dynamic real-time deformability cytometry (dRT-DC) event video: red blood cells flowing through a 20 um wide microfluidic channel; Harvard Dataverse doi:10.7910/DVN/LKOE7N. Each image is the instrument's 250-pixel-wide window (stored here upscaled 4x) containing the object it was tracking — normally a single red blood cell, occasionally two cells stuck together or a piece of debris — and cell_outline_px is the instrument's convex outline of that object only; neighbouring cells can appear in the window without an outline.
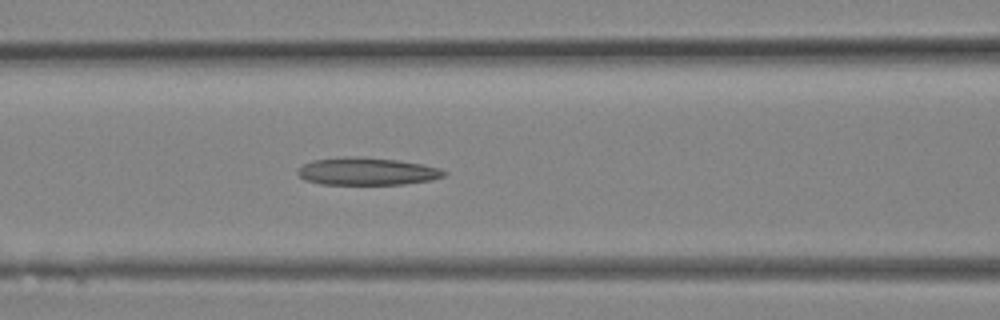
{"species": "Egyptian fruit bat (a non-hibernating species)", "species_latin": "Rousettus aegyptiacus", "temperature_condition": "room temperature", "stored_images_in_passage": 28, "camera_frame_rate_fps": 3000, "um_per_image_px": 0.085, "animal": {"sex": "female"}, "frame": {"image": 1, "passage_image": 12, "time_ms": 3.667, "image_size_px": [1000, 320], "cell_outline_px": [[448, 172], [444, 176], [432, 180], [404, 184], [320, 184], [304, 180], [296, 172], [296, 168], [312, 160], [344, 156], [356, 156], [396, 160], [420, 164], [440, 168]], "centroid_in_image_um": [31.15, 14.56], "position_along_channel_um": 135.4, "area_um2": 23.58}}
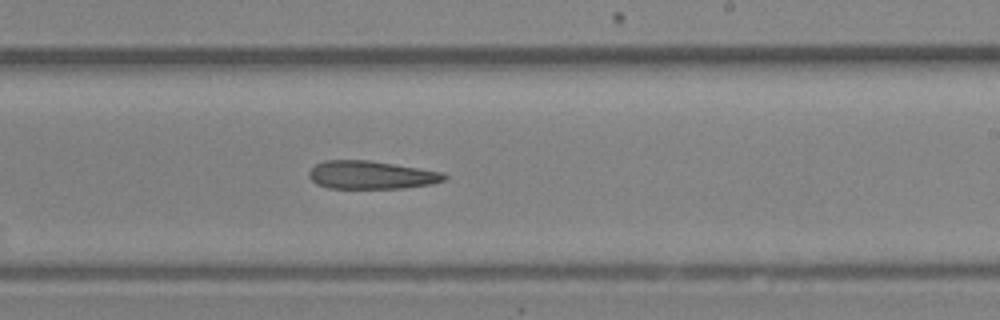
{"frame": {"image": 2, "passage_image": 17, "time_ms": 5.333, "image_size_px": [1000, 320], "cell_outline_px": [[448, 176], [444, 180], [432, 184], [404, 188], [328, 188], [316, 184], [308, 176], [308, 172], [316, 164], [324, 160], [368, 160], [444, 172]], "centroid_in_image_um": [31.55, 14.87], "position_along_channel_um": 257.5, "area_um2": 22.2}}
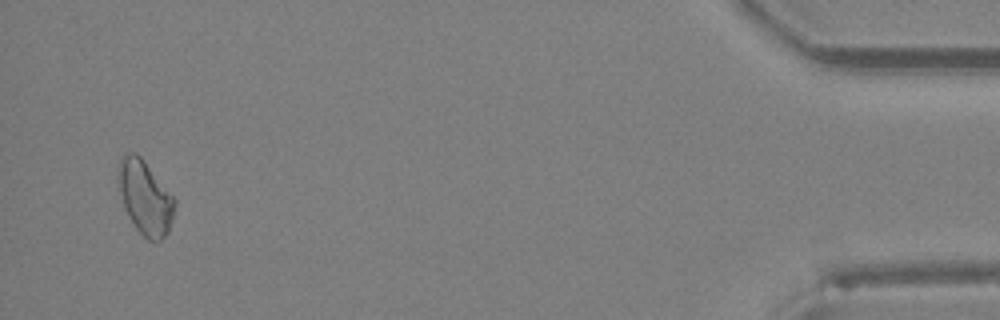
{"frame": {"image": 3, "passage_image": 27, "time_ms": 8.667, "image_size_px": [1000, 320], "cell_outline_px": [[176, 204], [172, 220], [168, 232], [160, 240], [148, 240], [136, 228], [128, 216], [124, 208], [116, 176], [116, 172], [120, 156], [128, 152], [136, 152], [144, 160], [176, 200]], "centroid_in_image_um": [12.3, 16.74], "position_along_channel_um": 422.9, "area_um2": 24.39}}